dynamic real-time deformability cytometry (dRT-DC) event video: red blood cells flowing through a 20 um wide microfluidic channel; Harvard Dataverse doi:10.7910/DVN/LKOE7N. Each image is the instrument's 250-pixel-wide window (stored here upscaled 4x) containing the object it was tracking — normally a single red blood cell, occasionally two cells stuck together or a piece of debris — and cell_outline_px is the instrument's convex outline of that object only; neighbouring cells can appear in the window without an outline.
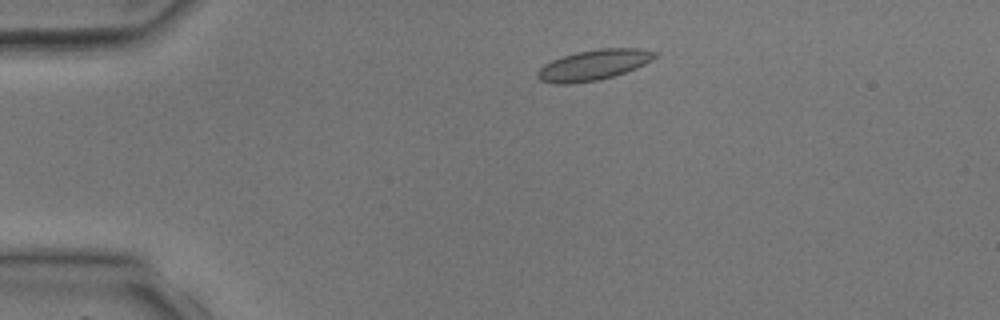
{"species": "common noctule bat (a hibernating species)", "species_latin": "Nyctalus noctula", "temperature_condition": "room temperature", "stored_images_in_passage": 3, "camera_frame_rate_fps": 3000, "um_per_image_px": 0.085, "animal": {"sex": "male", "body_mass_g": 17.9, "forearm_length_mm": 54.2}, "frame": {"image": 1, "passage_image": 2, "time_ms": 1.0, "image_size_px": [1000, 320], "cell_outline_px": [[660, 52], [652, 60], [636, 68], [600, 80], [572, 84], [556, 84], [540, 80], [536, 76], [536, 72], [544, 64], [552, 60], [576, 52], [600, 48], [640, 48]], "centroid_in_image_um": [50.46, 5.52], "position_along_channel_um": 34.5, "area_um2": 20.92}}